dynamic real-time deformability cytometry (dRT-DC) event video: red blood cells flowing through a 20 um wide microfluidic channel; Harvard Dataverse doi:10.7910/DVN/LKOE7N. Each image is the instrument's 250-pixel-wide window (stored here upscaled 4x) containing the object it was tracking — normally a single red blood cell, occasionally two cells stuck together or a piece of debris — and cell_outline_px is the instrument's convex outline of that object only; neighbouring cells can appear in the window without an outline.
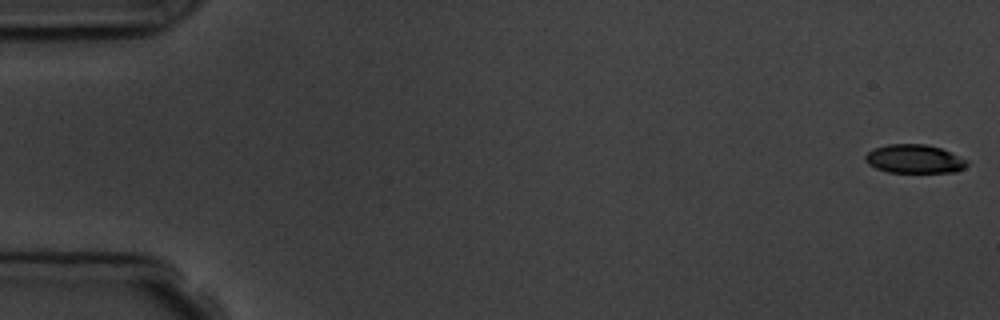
{"species": "common noctule bat (a hibernating species)", "species_latin": "Nyctalus noctula", "temperature_condition": "room temperature", "stored_images_in_passage": 5, "camera_frame_rate_fps": 3000, "um_per_image_px": 0.085, "animal": {"sex": "male", "body_mass_g": 19.5, "forearm_length_mm": 54.6}, "frame": {"image": 1, "passage_image": 1, "time_ms": 0.0, "image_size_px": [1000, 320], "cell_outline_px": [[968, 164], [964, 168], [956, 172], [888, 172], [876, 168], [868, 164], [864, 160], [864, 156], [868, 152], [876, 148], [888, 144], [924, 144], [940, 148], [968, 160]], "centroid_in_image_um": [77.72, 13.51], "position_along_channel_um": 7.3, "area_um2": 16.88}}
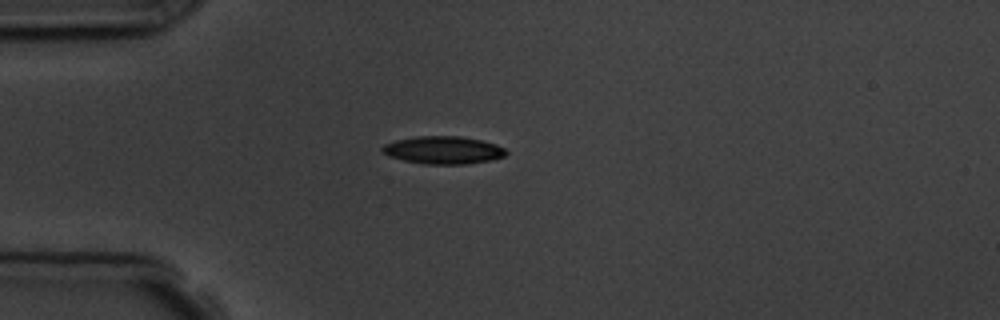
{"frame": {"image": 2, "passage_image": 5, "time_ms": 4.667, "image_size_px": [1000, 320], "cell_outline_px": [[508, 152], [504, 156], [492, 160], [464, 164], [424, 164], [404, 160], [388, 156], [380, 148], [384, 144], [396, 140], [416, 136], [460, 136], [480, 140], [496, 144], [504, 148]], "centroid_in_image_um": [37.67, 12.75], "position_along_channel_um": 47.3, "area_um2": 19.94}}